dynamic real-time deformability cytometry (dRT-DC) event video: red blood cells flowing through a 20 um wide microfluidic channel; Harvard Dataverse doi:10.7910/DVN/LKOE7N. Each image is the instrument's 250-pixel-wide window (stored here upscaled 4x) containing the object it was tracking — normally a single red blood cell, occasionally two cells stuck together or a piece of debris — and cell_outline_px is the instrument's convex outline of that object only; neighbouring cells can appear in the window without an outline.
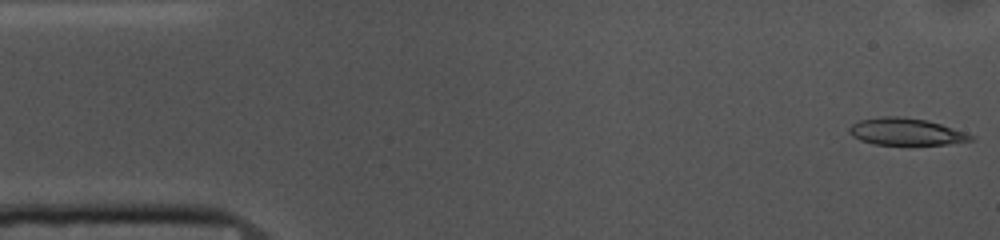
{"species": "common noctule bat (a hibernating species)", "species_latin": "Nyctalus noctula", "temperature_condition": "cold", "stored_images_in_passage": 52, "camera_frame_rate_fps": 3000, "um_per_image_px": 0.085, "animal": {"sex": "female", "body_mass_g": 10.0, "forearm_length_mm": 53.1}, "frame": {"image": 1, "passage_image": 1, "time_ms": 0.0, "image_size_px": [1000, 240], "cell_outline_px": [[976, 136], [972, 140], [948, 144], [876, 144], [860, 140], [852, 136], [848, 132], [848, 128], [852, 124], [860, 120], [884, 116], [900, 116], [928, 120]], "centroid_in_image_um": [76.99, 11.18], "position_along_channel_um": 8.0, "area_um2": 18.96}}
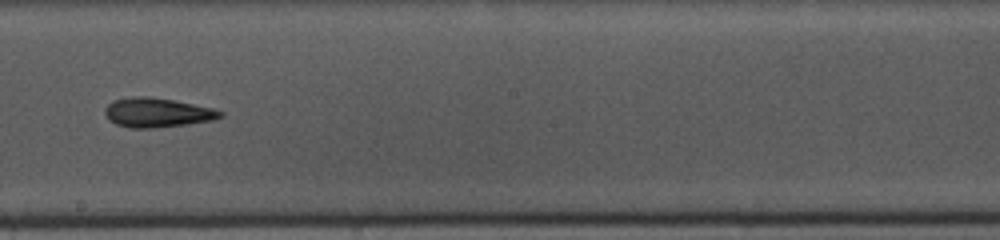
{"frame": {"image": 2, "passage_image": 28, "time_ms": 9.0, "image_size_px": [1000, 240], "cell_outline_px": [[224, 116], [212, 120], [188, 124], [156, 128], [128, 128], [116, 124], [108, 120], [104, 112], [104, 108], [112, 100], [132, 96], [148, 96], [172, 100], [212, 108], [224, 112]], "centroid_in_image_um": [13.32, 9.57], "position_along_channel_um": 234.9, "area_um2": 19.88}}
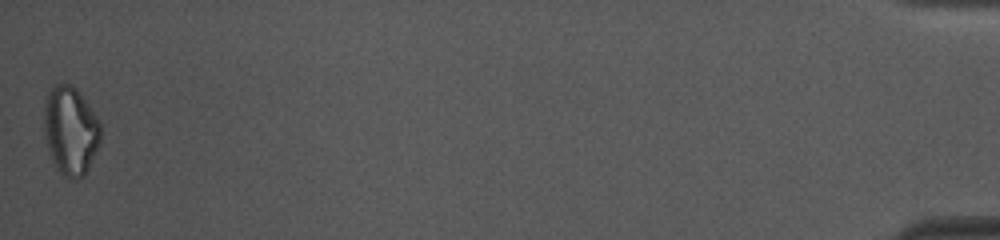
{"frame": {"image": 3, "passage_image": 52, "time_ms": 17.0, "image_size_px": [1000, 240], "cell_outline_px": [[100, 144], [84, 176], [76, 180], [72, 180], [60, 172], [56, 168], [48, 152], [44, 136], [44, 104], [48, 92], [56, 84], [72, 84], [80, 92], [96, 116], [100, 124]], "centroid_in_image_um": [5.98, 11.11], "position_along_channel_um": 429.2, "area_um2": 29.36}, "authors_computed_cell_mechanics": {"area_um2": 19.8543, "velocity_mm_per_s": 3.71, "shape_relaxation_time_tau1_ms": null, "shape_relaxation_time_tau2_ms": 3.315, "deformation_change_tau1": null, "deformation_change_tau2": 0.1202}}